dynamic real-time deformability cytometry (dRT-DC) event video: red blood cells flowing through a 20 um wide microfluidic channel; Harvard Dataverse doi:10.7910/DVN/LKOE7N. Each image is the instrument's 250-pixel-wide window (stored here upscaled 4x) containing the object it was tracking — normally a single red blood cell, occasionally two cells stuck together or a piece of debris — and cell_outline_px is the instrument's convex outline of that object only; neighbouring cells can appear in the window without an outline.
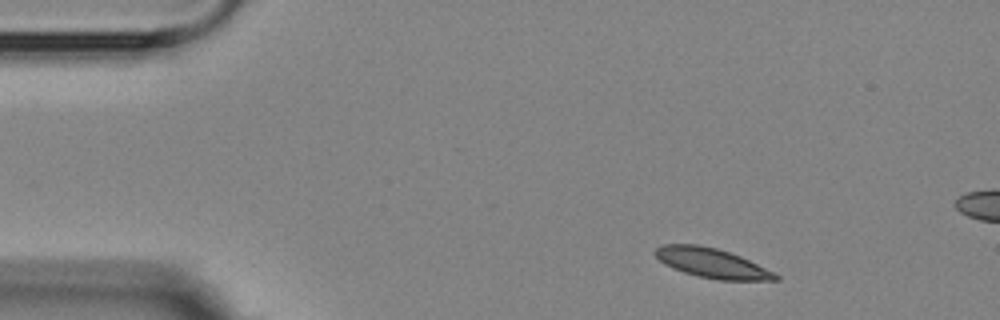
{"species": "Egyptian fruit bat (a non-hibernating species)", "species_latin": "Rousettus aegyptiacus", "temperature_condition": "room temperature", "stored_images_in_passage": 4, "camera_frame_rate_fps": 3000, "um_per_image_px": 0.085, "animal": {"sex": "female"}, "frame": {"image": 1, "passage_image": 1, "time_ms": 0.0, "image_size_px": [1000, 320], "cell_outline_px": [[780, 280], [716, 280], [684, 272], [672, 268], [664, 264], [652, 252], [656, 248], [664, 244], [700, 244], [716, 248], [740, 256], [780, 276]], "centroid_in_image_um": [60.46, 22.35], "position_along_channel_um": 24.5, "area_um2": 20.52}}